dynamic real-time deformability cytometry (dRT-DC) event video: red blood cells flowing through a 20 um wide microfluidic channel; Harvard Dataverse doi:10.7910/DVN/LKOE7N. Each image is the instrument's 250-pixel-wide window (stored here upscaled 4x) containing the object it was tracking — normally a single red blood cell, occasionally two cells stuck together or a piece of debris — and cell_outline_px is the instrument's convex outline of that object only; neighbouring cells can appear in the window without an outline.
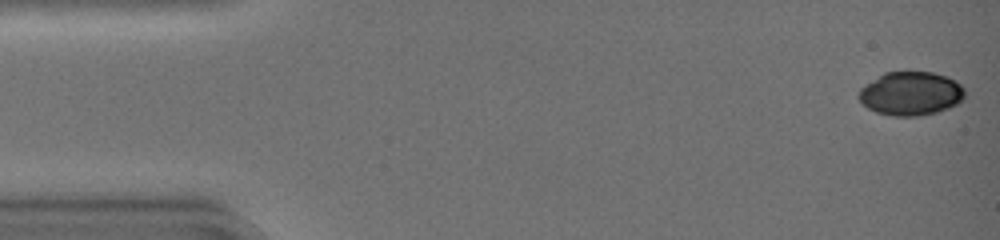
{"species": "common noctule bat (a hibernating species)", "species_latin": "Nyctalus noctula", "temperature_condition": "warm", "stored_images_in_passage": 45, "camera_frame_rate_fps": 3000, "um_per_image_px": 0.085, "animal": {"sex": "female", "body_mass_g": 19.0, "forearm_length_mm": 51.5}, "frame": {"image": 1, "passage_image": 1, "time_ms": 0.0, "image_size_px": [1000, 240], "cell_outline_px": [[964, 96], [956, 104], [948, 108], [936, 112], [916, 116], [892, 116], [876, 112], [868, 108], [856, 96], [860, 88], [864, 84], [884, 72], [932, 72], [948, 76], [956, 80], [964, 88]], "centroid_in_image_um": [77.39, 7.94], "position_along_channel_um": 7.6, "area_um2": 27.11}}
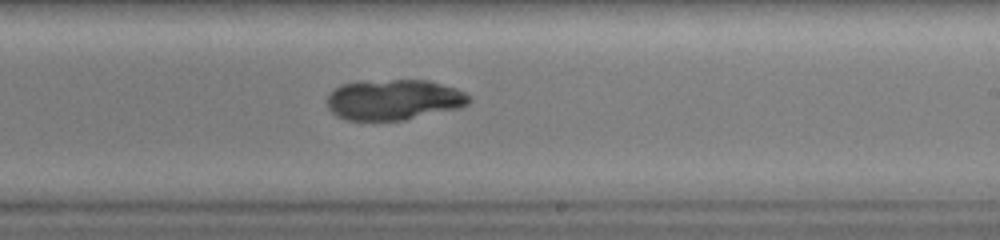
{"frame": {"image": 2, "passage_image": 28, "time_ms": 9.0, "image_size_px": [1000, 240], "cell_outline_px": [[472, 100], [468, 104], [456, 108], [404, 120], [352, 120], [340, 116], [332, 112], [328, 108], [328, 92], [340, 84], [360, 80], [428, 80], [456, 88], [472, 96]], "centroid_in_image_um": [33.46, 8.45], "position_along_channel_um": 255.5, "area_um2": 33.64}}
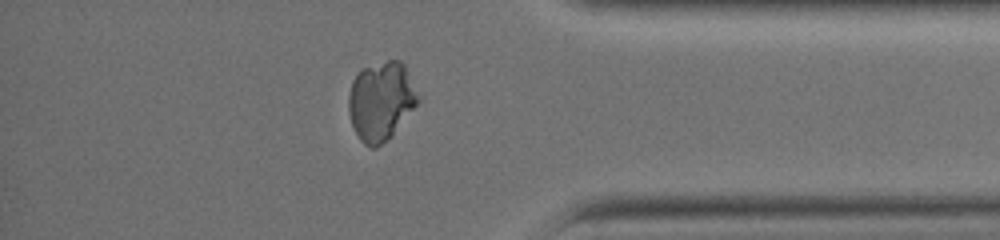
{"frame": {"image": 3, "passage_image": 39, "time_ms": 12.667, "image_size_px": [1000, 240], "cell_outline_px": [[420, 100], [392, 136], [376, 148], [372, 148], [364, 144], [360, 140], [352, 124], [348, 112], [348, 96], [352, 80], [364, 68], [388, 60], [400, 60], [404, 64], [420, 96]], "centroid_in_image_um": [32.39, 8.6], "position_along_channel_um": 402.8, "area_um2": 31.85}}